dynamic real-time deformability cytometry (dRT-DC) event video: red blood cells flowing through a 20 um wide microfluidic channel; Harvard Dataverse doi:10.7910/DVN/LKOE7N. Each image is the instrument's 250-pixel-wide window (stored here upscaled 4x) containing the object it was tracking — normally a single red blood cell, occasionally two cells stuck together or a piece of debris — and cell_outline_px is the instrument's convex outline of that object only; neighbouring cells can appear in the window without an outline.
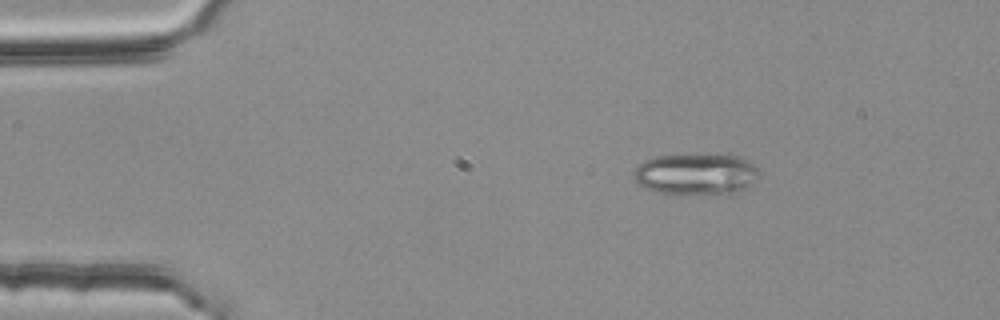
{"species": "common noctule bat (a hibernating species)", "species_latin": "Nyctalus noctula", "temperature_condition": "room temperature", "stored_images_in_passage": 47, "camera_frame_rate_fps": 3000, "um_per_image_px": 0.085, "animal": {"sex": "female", "body_mass_g": 25.1}, "frame": {"image": 1, "passage_image": 2, "time_ms": 0.333, "image_size_px": [1000, 320], "cell_outline_px": [[760, 176], [756, 180], [744, 188], [728, 196], [660, 192], [648, 188], [640, 184], [632, 176], [632, 172], [644, 160], [652, 156], [740, 156], [752, 164], [760, 172]], "centroid_in_image_um": [59.19, 14.83], "position_along_channel_um": 25.8, "area_um2": 29.94}}
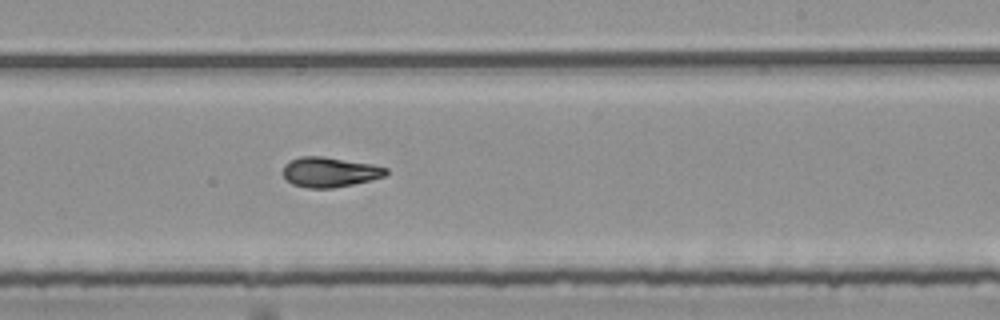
{"frame": {"image": 2, "passage_image": 26, "time_ms": 8.333, "image_size_px": [1000, 320], "cell_outline_px": [[388, 172], [384, 176], [352, 184], [332, 188], [308, 188], [292, 184], [284, 176], [284, 164], [288, 160], [300, 156], [324, 156], [372, 164], [388, 168]], "centroid_in_image_um": [28.0, 14.61], "position_along_channel_um": 261.0, "area_um2": 17.92}}
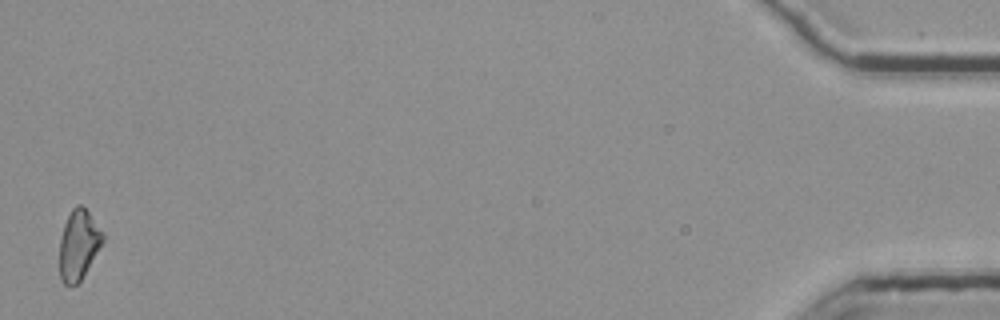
{"frame": {"image": 3, "passage_image": 47, "time_ms": 15.333, "image_size_px": [1000, 320], "cell_outline_px": [[104, 240], [80, 280], [76, 284], [68, 288], [64, 284], [60, 276], [60, 236], [64, 224], [72, 208], [76, 204], [80, 204], [88, 212], [104, 232]], "centroid_in_image_um": [6.67, 20.8], "position_along_channel_um": 428.5, "area_um2": 17.46}, "authors_computed_cell_mechanics": {"area_um2": 17.7446, "velocity_mm_per_s": 3.7846, "shape_relaxation_time_tau1_ms": 5.1548, "shape_relaxation_time_tau2_ms": 7.5203, "deformation_change_tau1": 0.1783, "deformation_change_tau2": 0.155}}